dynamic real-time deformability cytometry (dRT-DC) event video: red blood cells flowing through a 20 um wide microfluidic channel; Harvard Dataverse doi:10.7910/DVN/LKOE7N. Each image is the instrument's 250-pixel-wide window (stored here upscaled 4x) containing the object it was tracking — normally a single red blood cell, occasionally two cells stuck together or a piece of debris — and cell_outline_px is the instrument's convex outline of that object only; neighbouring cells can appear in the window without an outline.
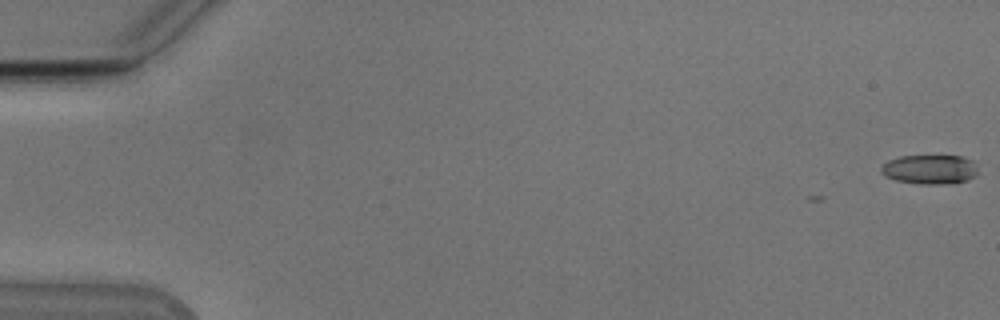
{"species": "Egyptian fruit bat (a non-hibernating species)", "species_latin": "Rousettus aegyptiacus", "temperature_condition": "cold", "stored_images_in_passage": 6, "camera_frame_rate_fps": 3000, "um_per_image_px": 0.085, "animal": {"sex": "male"}, "frame": {"image": 1, "passage_image": 1, "time_ms": 0.0, "image_size_px": [1000, 320], "cell_outline_px": [[976, 176], [968, 180], [944, 184], [920, 184], [896, 180], [880, 172], [880, 168], [888, 160], [900, 156], [964, 156], [972, 160], [976, 168]], "centroid_in_image_um": [79.04, 14.39], "position_along_channel_um": 6.0, "area_um2": 16.47}}